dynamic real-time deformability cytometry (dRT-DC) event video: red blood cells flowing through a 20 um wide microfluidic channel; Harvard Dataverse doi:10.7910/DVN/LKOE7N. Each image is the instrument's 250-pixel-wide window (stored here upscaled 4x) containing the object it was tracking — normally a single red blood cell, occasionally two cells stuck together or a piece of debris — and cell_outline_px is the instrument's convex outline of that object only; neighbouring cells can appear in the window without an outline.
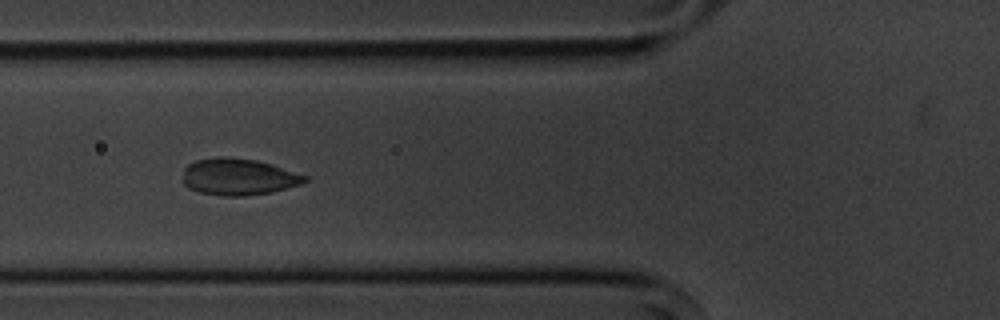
{"species": "common noctule bat (a hibernating species)", "species_latin": "Nyctalus noctula", "temperature_condition": "cold", "stored_images_in_passage": 9, "camera_frame_rate_fps": 3000, "um_per_image_px": 0.085, "animal": {"sex": "male", "body_mass_g": 20.1, "forearm_length_mm": 53.5}, "frame": {"image": 1, "passage_image": 2, "time_ms": 1.333, "image_size_px": [1000, 320], "cell_outline_px": [[308, 180], [300, 184], [272, 192], [244, 196], [224, 196], [200, 192], [188, 188], [184, 184], [184, 168], [188, 164], [196, 160], [220, 156], [256, 160], [272, 164], [308, 176]], "centroid_in_image_um": [20.27, 15.03], "position_along_channel_um": 105.5, "area_um2": 26.01}}
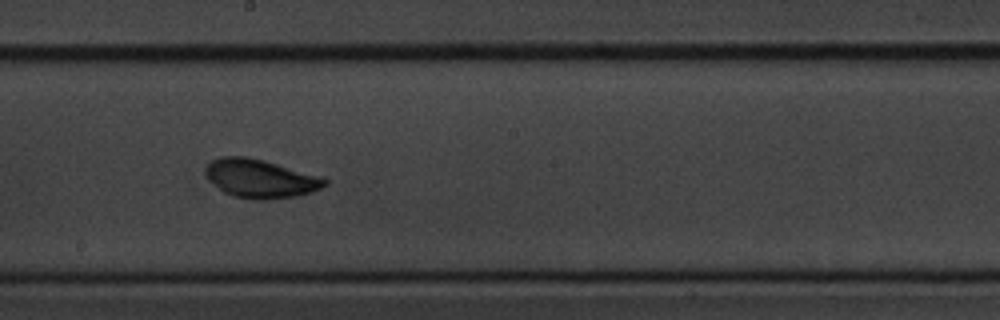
{"frame": {"image": 2, "passage_image": 5, "time_ms": 4.667, "image_size_px": [1000, 320], "cell_outline_px": [[328, 184], [312, 192], [296, 196], [268, 200], [252, 200], [232, 196], [224, 192], [208, 180], [204, 172], [208, 164], [212, 160], [220, 156], [244, 156], [264, 160], [324, 176], [328, 180]], "centroid_in_image_um": [22.16, 15.18], "position_along_channel_um": 226.0, "area_um2": 27.22}}
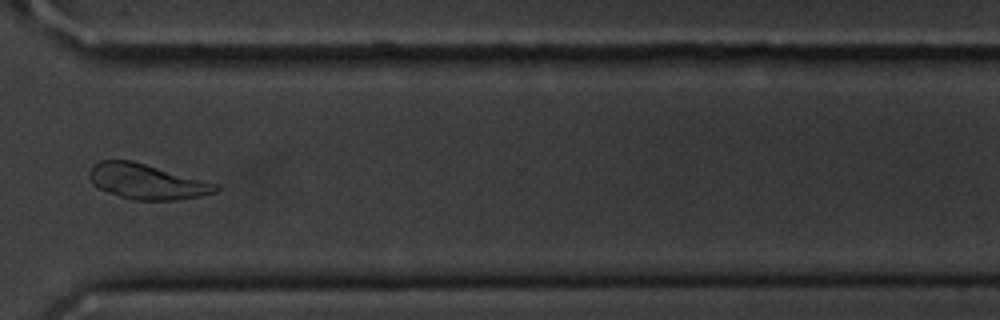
{"frame": {"image": 3, "passage_image": 8, "time_ms": 8.333, "image_size_px": [1000, 320], "cell_outline_px": [[220, 188], [216, 192], [200, 196], [176, 200], [132, 200], [108, 192], [92, 184], [88, 176], [88, 172], [92, 164], [100, 160], [132, 160], [220, 184]], "centroid_in_image_um": [12.48, 15.42], "position_along_channel_um": 358.1, "area_um2": 26.18}}